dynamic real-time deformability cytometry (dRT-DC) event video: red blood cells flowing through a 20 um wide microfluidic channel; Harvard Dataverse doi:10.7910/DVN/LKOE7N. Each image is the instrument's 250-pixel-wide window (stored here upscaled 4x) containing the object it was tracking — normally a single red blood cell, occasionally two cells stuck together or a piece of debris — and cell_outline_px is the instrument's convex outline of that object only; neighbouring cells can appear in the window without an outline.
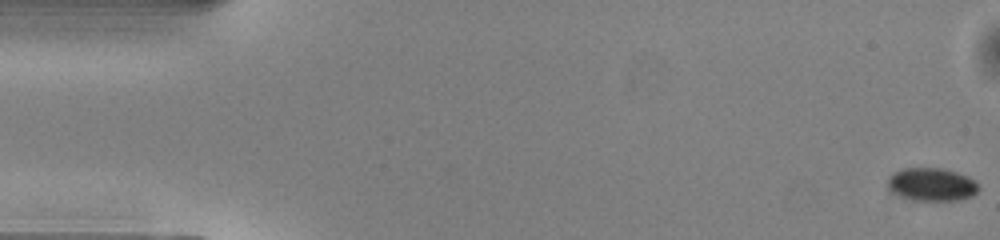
{"species": "common noctule bat (a hibernating species)", "species_latin": "Nyctalus noctula", "temperature_condition": "warm", "stored_images_in_passage": 51, "camera_frame_rate_fps": 3000, "um_per_image_px": 0.085, "animal": {"sex": "male", "body_mass_g": 13.0, "forearm_length_mm": 53.1}, "frame": {"image": 1, "passage_image": 1, "time_ms": 0.0, "image_size_px": [1000, 240], "cell_outline_px": [[980, 188], [972, 196], [960, 200], [916, 200], [904, 196], [888, 188], [888, 176], [892, 172], [900, 168], [940, 168], [956, 172], [968, 176]], "centroid_in_image_um": [79.19, 15.66], "position_along_channel_um": 5.8, "area_um2": 17.28}}
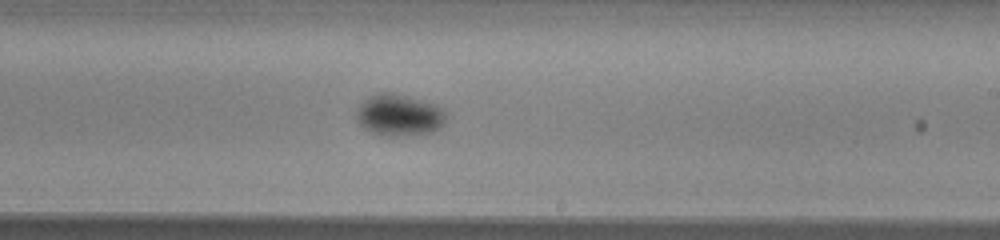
{"frame": {"image": 2, "passage_image": 30, "time_ms": 9.667, "image_size_px": [1000, 240], "cell_outline_px": [[448, 116], [444, 124], [440, 128], [432, 132], [400, 136], [384, 136], [372, 132], [364, 128], [360, 124], [356, 116], [356, 112], [360, 104], [368, 96], [376, 92], [392, 92], [408, 96], [436, 104]], "centroid_in_image_um": [33.93, 9.77], "position_along_channel_um": 255.1, "area_um2": 21.96}}
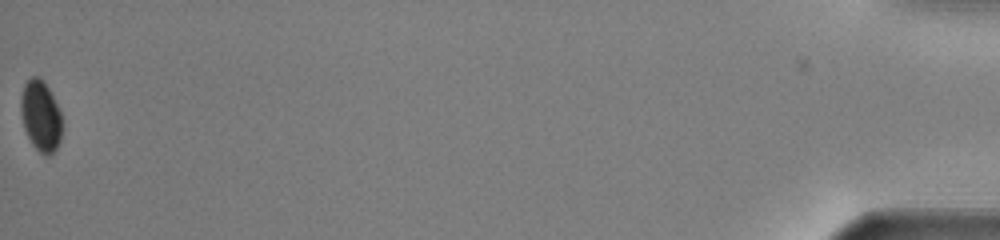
{"frame": {"image": 3, "passage_image": 51, "time_ms": 16.667, "image_size_px": [1000, 240], "cell_outline_px": [[60, 140], [56, 148], [48, 156], [44, 156], [32, 144], [24, 128], [20, 108], [20, 96], [24, 84], [32, 76], [36, 76], [48, 88], [60, 108]], "centroid_in_image_um": [3.44, 9.85], "position_along_channel_um": 431.8, "area_um2": 16.7}}